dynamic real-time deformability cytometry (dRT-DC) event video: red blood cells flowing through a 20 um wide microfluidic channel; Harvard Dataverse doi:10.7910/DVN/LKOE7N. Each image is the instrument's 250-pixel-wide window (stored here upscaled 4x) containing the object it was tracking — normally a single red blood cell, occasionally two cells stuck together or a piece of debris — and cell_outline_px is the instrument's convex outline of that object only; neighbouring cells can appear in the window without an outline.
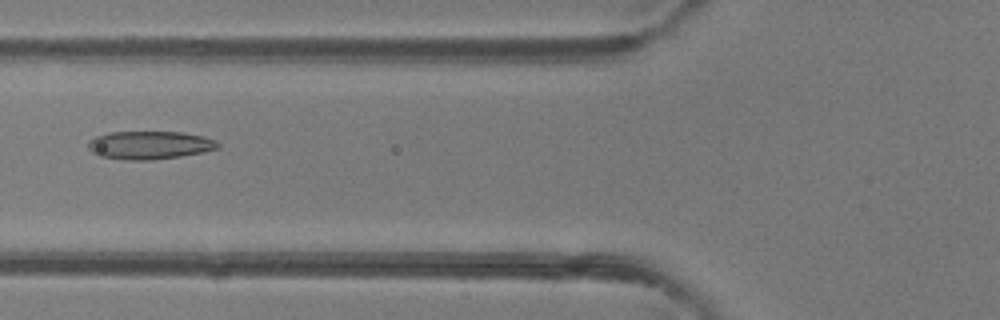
{"species": "common noctule bat (a hibernating species)", "species_latin": "Nyctalus noctula", "temperature_condition": "room temperature", "stored_images_in_passage": 50, "camera_frame_rate_fps": 3000, "um_per_image_px": 0.085, "animal": {"sex": "female"}, "frame": {"image": 1, "passage_image": 20, "time_ms": 6.333, "image_size_px": [1000, 320], "cell_outline_px": [[220, 148], [204, 152], [180, 156], [152, 160], [124, 160], [100, 156], [92, 152], [88, 148], [88, 140], [96, 136], [112, 132], [184, 132], [204, 136], [216, 140], [220, 144]], "centroid_in_image_um": [12.74, 12.34], "position_along_channel_um": 113.1, "area_um2": 21.44}}
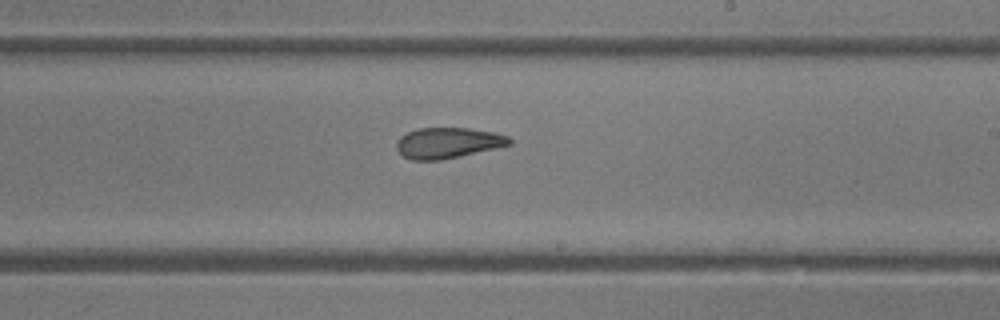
{"frame": {"image": 2, "passage_image": 30, "time_ms": 9.667, "image_size_px": [1000, 320], "cell_outline_px": [[512, 144], [460, 156], [440, 160], [412, 160], [404, 156], [396, 148], [396, 144], [400, 136], [416, 128], [468, 128], [496, 132], [508, 136], [512, 140]], "centroid_in_image_um": [38.08, 12.13], "position_along_channel_um": 250.9, "area_um2": 20.17}}
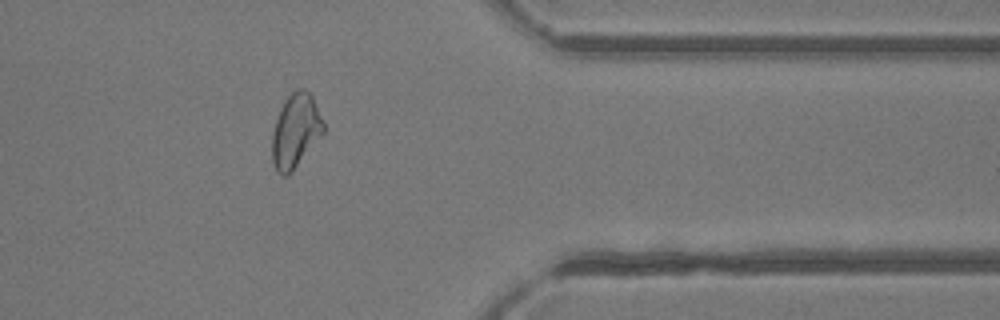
{"frame": {"image": 3, "passage_image": 41, "time_ms": 13.333, "image_size_px": [1000, 320], "cell_outline_px": [[324, 132], [292, 172], [288, 176], [284, 176], [276, 172], [272, 160], [272, 132], [280, 108], [284, 100], [296, 88], [304, 88], [312, 96], [324, 120]], "centroid_in_image_um": [25.12, 11.12], "position_along_channel_um": 386.3, "area_um2": 22.25}, "authors_computed_cell_mechanics": {"area_um2": 22.7154, "velocity_mm_per_s": 4.1356, "shape_relaxation_time_tau1_ms": 6.9488, "shape_relaxation_time_tau2_ms": 2.4681, "deformation_change_tau1": 0.1653, "deformation_change_tau2": 0.0968}}